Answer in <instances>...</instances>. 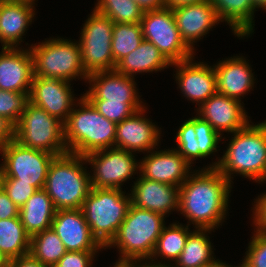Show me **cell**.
I'll return each mask as SVG.
<instances>
[{
  "label": "cell",
  "mask_w": 266,
  "mask_h": 267,
  "mask_svg": "<svg viewBox=\"0 0 266 267\" xmlns=\"http://www.w3.org/2000/svg\"><path fill=\"white\" fill-rule=\"evenodd\" d=\"M211 229H194L191 231L185 246L172 267H203L212 264L215 260L213 246L209 234ZM209 233V234H208Z\"/></svg>",
  "instance_id": "83f0119b"
},
{
  "label": "cell",
  "mask_w": 266,
  "mask_h": 267,
  "mask_svg": "<svg viewBox=\"0 0 266 267\" xmlns=\"http://www.w3.org/2000/svg\"><path fill=\"white\" fill-rule=\"evenodd\" d=\"M121 264L124 267H172V265H169L167 262L165 263V261L164 263H162V261H158V263H153L149 260H129L121 262Z\"/></svg>",
  "instance_id": "f6af8a7d"
},
{
  "label": "cell",
  "mask_w": 266,
  "mask_h": 267,
  "mask_svg": "<svg viewBox=\"0 0 266 267\" xmlns=\"http://www.w3.org/2000/svg\"><path fill=\"white\" fill-rule=\"evenodd\" d=\"M241 267H266V234L253 231ZM242 263V264H241Z\"/></svg>",
  "instance_id": "74e56055"
},
{
  "label": "cell",
  "mask_w": 266,
  "mask_h": 267,
  "mask_svg": "<svg viewBox=\"0 0 266 267\" xmlns=\"http://www.w3.org/2000/svg\"><path fill=\"white\" fill-rule=\"evenodd\" d=\"M112 267H124L121 263H114V266Z\"/></svg>",
  "instance_id": "f5cc1de1"
},
{
  "label": "cell",
  "mask_w": 266,
  "mask_h": 267,
  "mask_svg": "<svg viewBox=\"0 0 266 267\" xmlns=\"http://www.w3.org/2000/svg\"><path fill=\"white\" fill-rule=\"evenodd\" d=\"M66 252L62 240L52 228L31 237L30 254L48 267H53Z\"/></svg>",
  "instance_id": "4dcf8cb0"
},
{
  "label": "cell",
  "mask_w": 266,
  "mask_h": 267,
  "mask_svg": "<svg viewBox=\"0 0 266 267\" xmlns=\"http://www.w3.org/2000/svg\"><path fill=\"white\" fill-rule=\"evenodd\" d=\"M135 78L118 71L95 72L88 76L89 90L83 94L88 101L143 103L137 92Z\"/></svg>",
  "instance_id": "e0dca14e"
},
{
  "label": "cell",
  "mask_w": 266,
  "mask_h": 267,
  "mask_svg": "<svg viewBox=\"0 0 266 267\" xmlns=\"http://www.w3.org/2000/svg\"><path fill=\"white\" fill-rule=\"evenodd\" d=\"M2 188L19 208L37 191L30 183L18 182L14 178H4Z\"/></svg>",
  "instance_id": "f35d334b"
},
{
  "label": "cell",
  "mask_w": 266,
  "mask_h": 267,
  "mask_svg": "<svg viewBox=\"0 0 266 267\" xmlns=\"http://www.w3.org/2000/svg\"><path fill=\"white\" fill-rule=\"evenodd\" d=\"M144 40L141 23H114L112 55L115 65Z\"/></svg>",
  "instance_id": "1f68e13d"
},
{
  "label": "cell",
  "mask_w": 266,
  "mask_h": 267,
  "mask_svg": "<svg viewBox=\"0 0 266 267\" xmlns=\"http://www.w3.org/2000/svg\"><path fill=\"white\" fill-rule=\"evenodd\" d=\"M217 76V93L241 101L254 88L255 77L243 56H233L213 65Z\"/></svg>",
  "instance_id": "cb8c5ba5"
},
{
  "label": "cell",
  "mask_w": 266,
  "mask_h": 267,
  "mask_svg": "<svg viewBox=\"0 0 266 267\" xmlns=\"http://www.w3.org/2000/svg\"><path fill=\"white\" fill-rule=\"evenodd\" d=\"M171 149L160 151L153 149L148 152L150 154L146 153L139 161V175L153 181L180 187L192 173V165L176 149L173 147Z\"/></svg>",
  "instance_id": "9a60e30c"
},
{
  "label": "cell",
  "mask_w": 266,
  "mask_h": 267,
  "mask_svg": "<svg viewBox=\"0 0 266 267\" xmlns=\"http://www.w3.org/2000/svg\"><path fill=\"white\" fill-rule=\"evenodd\" d=\"M133 154L113 147L85 155L86 162L94 169L90 175L91 188L122 189L125 181L138 173L139 162Z\"/></svg>",
  "instance_id": "7c38bea8"
},
{
  "label": "cell",
  "mask_w": 266,
  "mask_h": 267,
  "mask_svg": "<svg viewBox=\"0 0 266 267\" xmlns=\"http://www.w3.org/2000/svg\"><path fill=\"white\" fill-rule=\"evenodd\" d=\"M122 189L91 188L82 205L92 235L105 248L115 237L131 204Z\"/></svg>",
  "instance_id": "52a82bcc"
},
{
  "label": "cell",
  "mask_w": 266,
  "mask_h": 267,
  "mask_svg": "<svg viewBox=\"0 0 266 267\" xmlns=\"http://www.w3.org/2000/svg\"><path fill=\"white\" fill-rule=\"evenodd\" d=\"M4 164V178L30 183L37 190L44 188L49 166L56 157L45 152L22 146L14 138L1 150Z\"/></svg>",
  "instance_id": "8fae6325"
},
{
  "label": "cell",
  "mask_w": 266,
  "mask_h": 267,
  "mask_svg": "<svg viewBox=\"0 0 266 267\" xmlns=\"http://www.w3.org/2000/svg\"><path fill=\"white\" fill-rule=\"evenodd\" d=\"M254 204L252 211L254 231L266 234V192L260 194Z\"/></svg>",
  "instance_id": "60d3db41"
},
{
  "label": "cell",
  "mask_w": 266,
  "mask_h": 267,
  "mask_svg": "<svg viewBox=\"0 0 266 267\" xmlns=\"http://www.w3.org/2000/svg\"><path fill=\"white\" fill-rule=\"evenodd\" d=\"M172 12L183 41L193 52L195 43L221 22L209 0L179 6Z\"/></svg>",
  "instance_id": "ffe728a7"
},
{
  "label": "cell",
  "mask_w": 266,
  "mask_h": 267,
  "mask_svg": "<svg viewBox=\"0 0 266 267\" xmlns=\"http://www.w3.org/2000/svg\"><path fill=\"white\" fill-rule=\"evenodd\" d=\"M51 228L67 251H101L105 249L92 235L82 209L56 210Z\"/></svg>",
  "instance_id": "d6986e66"
},
{
  "label": "cell",
  "mask_w": 266,
  "mask_h": 267,
  "mask_svg": "<svg viewBox=\"0 0 266 267\" xmlns=\"http://www.w3.org/2000/svg\"><path fill=\"white\" fill-rule=\"evenodd\" d=\"M191 231L188 225L184 226L179 222H174L168 227L165 225L149 260L156 263L155 260L160 257V259H168V263L172 261L175 264Z\"/></svg>",
  "instance_id": "f546056e"
},
{
  "label": "cell",
  "mask_w": 266,
  "mask_h": 267,
  "mask_svg": "<svg viewBox=\"0 0 266 267\" xmlns=\"http://www.w3.org/2000/svg\"><path fill=\"white\" fill-rule=\"evenodd\" d=\"M140 23L143 38L154 44L171 64L194 57L180 35L171 8L146 10Z\"/></svg>",
  "instance_id": "30bf717a"
},
{
  "label": "cell",
  "mask_w": 266,
  "mask_h": 267,
  "mask_svg": "<svg viewBox=\"0 0 266 267\" xmlns=\"http://www.w3.org/2000/svg\"><path fill=\"white\" fill-rule=\"evenodd\" d=\"M217 17L226 22L238 38L249 37L254 32L255 10L252 0H209Z\"/></svg>",
  "instance_id": "484cf974"
},
{
  "label": "cell",
  "mask_w": 266,
  "mask_h": 267,
  "mask_svg": "<svg viewBox=\"0 0 266 267\" xmlns=\"http://www.w3.org/2000/svg\"><path fill=\"white\" fill-rule=\"evenodd\" d=\"M165 216L130 204L126 217L115 237L105 247L118 248L116 263L129 260H149L162 230Z\"/></svg>",
  "instance_id": "277c9868"
},
{
  "label": "cell",
  "mask_w": 266,
  "mask_h": 267,
  "mask_svg": "<svg viewBox=\"0 0 266 267\" xmlns=\"http://www.w3.org/2000/svg\"><path fill=\"white\" fill-rule=\"evenodd\" d=\"M193 61L194 57L171 66H175V81L181 93L187 100L196 102L199 108L217 93V76L213 66Z\"/></svg>",
  "instance_id": "4fadbf2b"
},
{
  "label": "cell",
  "mask_w": 266,
  "mask_h": 267,
  "mask_svg": "<svg viewBox=\"0 0 266 267\" xmlns=\"http://www.w3.org/2000/svg\"><path fill=\"white\" fill-rule=\"evenodd\" d=\"M203 267H233L232 265H228L225 262H222L221 260L217 259L215 260L212 264L203 266ZM234 267H241V265L235 266Z\"/></svg>",
  "instance_id": "c3c4849f"
},
{
  "label": "cell",
  "mask_w": 266,
  "mask_h": 267,
  "mask_svg": "<svg viewBox=\"0 0 266 267\" xmlns=\"http://www.w3.org/2000/svg\"><path fill=\"white\" fill-rule=\"evenodd\" d=\"M29 103L30 93L0 90V116L13 127L17 125Z\"/></svg>",
  "instance_id": "836d02e7"
},
{
  "label": "cell",
  "mask_w": 266,
  "mask_h": 267,
  "mask_svg": "<svg viewBox=\"0 0 266 267\" xmlns=\"http://www.w3.org/2000/svg\"><path fill=\"white\" fill-rule=\"evenodd\" d=\"M202 1H205V0H165V5L167 8L174 9L179 6L189 5V4L198 3Z\"/></svg>",
  "instance_id": "7dc6e473"
},
{
  "label": "cell",
  "mask_w": 266,
  "mask_h": 267,
  "mask_svg": "<svg viewBox=\"0 0 266 267\" xmlns=\"http://www.w3.org/2000/svg\"><path fill=\"white\" fill-rule=\"evenodd\" d=\"M42 43L32 44L29 49L33 58V75L44 78L61 79L71 82L73 79L87 81L78 41L61 37L45 39Z\"/></svg>",
  "instance_id": "8992f818"
},
{
  "label": "cell",
  "mask_w": 266,
  "mask_h": 267,
  "mask_svg": "<svg viewBox=\"0 0 266 267\" xmlns=\"http://www.w3.org/2000/svg\"><path fill=\"white\" fill-rule=\"evenodd\" d=\"M195 133L197 142H199V158H207L218 151L217 145L223 140L222 137L200 116H195Z\"/></svg>",
  "instance_id": "8d00e7d4"
},
{
  "label": "cell",
  "mask_w": 266,
  "mask_h": 267,
  "mask_svg": "<svg viewBox=\"0 0 266 267\" xmlns=\"http://www.w3.org/2000/svg\"><path fill=\"white\" fill-rule=\"evenodd\" d=\"M136 111L130 117L116 125V137L114 147L128 152H149L158 147L161 129L145 116V110ZM157 146V147H156Z\"/></svg>",
  "instance_id": "2e32d148"
},
{
  "label": "cell",
  "mask_w": 266,
  "mask_h": 267,
  "mask_svg": "<svg viewBox=\"0 0 266 267\" xmlns=\"http://www.w3.org/2000/svg\"><path fill=\"white\" fill-rule=\"evenodd\" d=\"M99 251H67L53 267H92Z\"/></svg>",
  "instance_id": "ab89813d"
},
{
  "label": "cell",
  "mask_w": 266,
  "mask_h": 267,
  "mask_svg": "<svg viewBox=\"0 0 266 267\" xmlns=\"http://www.w3.org/2000/svg\"><path fill=\"white\" fill-rule=\"evenodd\" d=\"M171 65L154 44L144 39L137 49L116 64L115 70L134 78L136 73L159 72Z\"/></svg>",
  "instance_id": "4316f807"
},
{
  "label": "cell",
  "mask_w": 266,
  "mask_h": 267,
  "mask_svg": "<svg viewBox=\"0 0 266 267\" xmlns=\"http://www.w3.org/2000/svg\"><path fill=\"white\" fill-rule=\"evenodd\" d=\"M9 267H48L35 259L30 253L10 260Z\"/></svg>",
  "instance_id": "ee69618b"
},
{
  "label": "cell",
  "mask_w": 266,
  "mask_h": 267,
  "mask_svg": "<svg viewBox=\"0 0 266 267\" xmlns=\"http://www.w3.org/2000/svg\"><path fill=\"white\" fill-rule=\"evenodd\" d=\"M79 98L64 123L68 153L85 156L113 148L117 124L102 116L83 95Z\"/></svg>",
  "instance_id": "3957f363"
},
{
  "label": "cell",
  "mask_w": 266,
  "mask_h": 267,
  "mask_svg": "<svg viewBox=\"0 0 266 267\" xmlns=\"http://www.w3.org/2000/svg\"><path fill=\"white\" fill-rule=\"evenodd\" d=\"M138 5L146 10H158L165 8V0H134Z\"/></svg>",
  "instance_id": "bcb514c9"
},
{
  "label": "cell",
  "mask_w": 266,
  "mask_h": 267,
  "mask_svg": "<svg viewBox=\"0 0 266 267\" xmlns=\"http://www.w3.org/2000/svg\"><path fill=\"white\" fill-rule=\"evenodd\" d=\"M14 139L22 146L50 152L55 156L68 153L64 123L31 102L14 127Z\"/></svg>",
  "instance_id": "ba28073f"
},
{
  "label": "cell",
  "mask_w": 266,
  "mask_h": 267,
  "mask_svg": "<svg viewBox=\"0 0 266 267\" xmlns=\"http://www.w3.org/2000/svg\"><path fill=\"white\" fill-rule=\"evenodd\" d=\"M231 184L216 168L193 170L179 187V211L189 220L187 225L211 230L222 226Z\"/></svg>",
  "instance_id": "6da1fadb"
},
{
  "label": "cell",
  "mask_w": 266,
  "mask_h": 267,
  "mask_svg": "<svg viewBox=\"0 0 266 267\" xmlns=\"http://www.w3.org/2000/svg\"><path fill=\"white\" fill-rule=\"evenodd\" d=\"M71 90L65 80L33 76L30 102L65 123L77 101Z\"/></svg>",
  "instance_id": "5bb4252c"
},
{
  "label": "cell",
  "mask_w": 266,
  "mask_h": 267,
  "mask_svg": "<svg viewBox=\"0 0 266 267\" xmlns=\"http://www.w3.org/2000/svg\"><path fill=\"white\" fill-rule=\"evenodd\" d=\"M198 116L207 121L222 137L223 132L233 134L250 121L241 101L216 93L196 109Z\"/></svg>",
  "instance_id": "ac0fdd59"
},
{
  "label": "cell",
  "mask_w": 266,
  "mask_h": 267,
  "mask_svg": "<svg viewBox=\"0 0 266 267\" xmlns=\"http://www.w3.org/2000/svg\"><path fill=\"white\" fill-rule=\"evenodd\" d=\"M55 213L56 209L52 199L43 188L38 189L19 208L20 221L30 237L50 229Z\"/></svg>",
  "instance_id": "d4e9b609"
},
{
  "label": "cell",
  "mask_w": 266,
  "mask_h": 267,
  "mask_svg": "<svg viewBox=\"0 0 266 267\" xmlns=\"http://www.w3.org/2000/svg\"><path fill=\"white\" fill-rule=\"evenodd\" d=\"M105 118L114 123H120L145 107L144 103H123L115 101H89Z\"/></svg>",
  "instance_id": "d590c367"
},
{
  "label": "cell",
  "mask_w": 266,
  "mask_h": 267,
  "mask_svg": "<svg viewBox=\"0 0 266 267\" xmlns=\"http://www.w3.org/2000/svg\"><path fill=\"white\" fill-rule=\"evenodd\" d=\"M131 204L164 215L179 212V187L139 176L130 190Z\"/></svg>",
  "instance_id": "7402d4cb"
},
{
  "label": "cell",
  "mask_w": 266,
  "mask_h": 267,
  "mask_svg": "<svg viewBox=\"0 0 266 267\" xmlns=\"http://www.w3.org/2000/svg\"><path fill=\"white\" fill-rule=\"evenodd\" d=\"M84 164H87L84 156L72 153L56 156L52 160L43 189L56 210L82 208L91 190V174Z\"/></svg>",
  "instance_id": "5b68a950"
},
{
  "label": "cell",
  "mask_w": 266,
  "mask_h": 267,
  "mask_svg": "<svg viewBox=\"0 0 266 267\" xmlns=\"http://www.w3.org/2000/svg\"><path fill=\"white\" fill-rule=\"evenodd\" d=\"M14 138V127L0 116V150Z\"/></svg>",
  "instance_id": "7bdbcfd3"
},
{
  "label": "cell",
  "mask_w": 266,
  "mask_h": 267,
  "mask_svg": "<svg viewBox=\"0 0 266 267\" xmlns=\"http://www.w3.org/2000/svg\"><path fill=\"white\" fill-rule=\"evenodd\" d=\"M195 133V117L185 120L178 129L175 136L176 150L191 165L193 161L199 158V142H197Z\"/></svg>",
  "instance_id": "e575fe53"
},
{
  "label": "cell",
  "mask_w": 266,
  "mask_h": 267,
  "mask_svg": "<svg viewBox=\"0 0 266 267\" xmlns=\"http://www.w3.org/2000/svg\"><path fill=\"white\" fill-rule=\"evenodd\" d=\"M0 52V90L30 93L33 58L30 49L2 47Z\"/></svg>",
  "instance_id": "44dd1931"
},
{
  "label": "cell",
  "mask_w": 266,
  "mask_h": 267,
  "mask_svg": "<svg viewBox=\"0 0 266 267\" xmlns=\"http://www.w3.org/2000/svg\"><path fill=\"white\" fill-rule=\"evenodd\" d=\"M9 262L7 257L0 251V267H9Z\"/></svg>",
  "instance_id": "f907efd6"
},
{
  "label": "cell",
  "mask_w": 266,
  "mask_h": 267,
  "mask_svg": "<svg viewBox=\"0 0 266 267\" xmlns=\"http://www.w3.org/2000/svg\"><path fill=\"white\" fill-rule=\"evenodd\" d=\"M94 9L114 23H140L145 12L134 0H98Z\"/></svg>",
  "instance_id": "d6a6232c"
},
{
  "label": "cell",
  "mask_w": 266,
  "mask_h": 267,
  "mask_svg": "<svg viewBox=\"0 0 266 267\" xmlns=\"http://www.w3.org/2000/svg\"><path fill=\"white\" fill-rule=\"evenodd\" d=\"M252 4L255 10L256 8H262L266 11V0H252Z\"/></svg>",
  "instance_id": "681fc988"
},
{
  "label": "cell",
  "mask_w": 266,
  "mask_h": 267,
  "mask_svg": "<svg viewBox=\"0 0 266 267\" xmlns=\"http://www.w3.org/2000/svg\"><path fill=\"white\" fill-rule=\"evenodd\" d=\"M81 29L78 40L83 67L88 75L114 70L112 35L114 22L94 8Z\"/></svg>",
  "instance_id": "9c48e42d"
},
{
  "label": "cell",
  "mask_w": 266,
  "mask_h": 267,
  "mask_svg": "<svg viewBox=\"0 0 266 267\" xmlns=\"http://www.w3.org/2000/svg\"><path fill=\"white\" fill-rule=\"evenodd\" d=\"M19 217V207L8 197L4 189H0V219Z\"/></svg>",
  "instance_id": "b9f144b4"
},
{
  "label": "cell",
  "mask_w": 266,
  "mask_h": 267,
  "mask_svg": "<svg viewBox=\"0 0 266 267\" xmlns=\"http://www.w3.org/2000/svg\"><path fill=\"white\" fill-rule=\"evenodd\" d=\"M35 0H0V43L19 48L35 16ZM20 42V43H19Z\"/></svg>",
  "instance_id": "603a6c76"
},
{
  "label": "cell",
  "mask_w": 266,
  "mask_h": 267,
  "mask_svg": "<svg viewBox=\"0 0 266 267\" xmlns=\"http://www.w3.org/2000/svg\"><path fill=\"white\" fill-rule=\"evenodd\" d=\"M232 136L224 155L204 169L216 168L230 183L239 174L262 184L266 179V120L258 124L250 120Z\"/></svg>",
  "instance_id": "7a4b0ae2"
},
{
  "label": "cell",
  "mask_w": 266,
  "mask_h": 267,
  "mask_svg": "<svg viewBox=\"0 0 266 267\" xmlns=\"http://www.w3.org/2000/svg\"><path fill=\"white\" fill-rule=\"evenodd\" d=\"M5 172H4V164H0V189H2V185L4 182Z\"/></svg>",
  "instance_id": "816d5d0a"
},
{
  "label": "cell",
  "mask_w": 266,
  "mask_h": 267,
  "mask_svg": "<svg viewBox=\"0 0 266 267\" xmlns=\"http://www.w3.org/2000/svg\"><path fill=\"white\" fill-rule=\"evenodd\" d=\"M30 242L19 217L0 219V251L9 261L29 254Z\"/></svg>",
  "instance_id": "f1b7e54d"
}]
</instances>
